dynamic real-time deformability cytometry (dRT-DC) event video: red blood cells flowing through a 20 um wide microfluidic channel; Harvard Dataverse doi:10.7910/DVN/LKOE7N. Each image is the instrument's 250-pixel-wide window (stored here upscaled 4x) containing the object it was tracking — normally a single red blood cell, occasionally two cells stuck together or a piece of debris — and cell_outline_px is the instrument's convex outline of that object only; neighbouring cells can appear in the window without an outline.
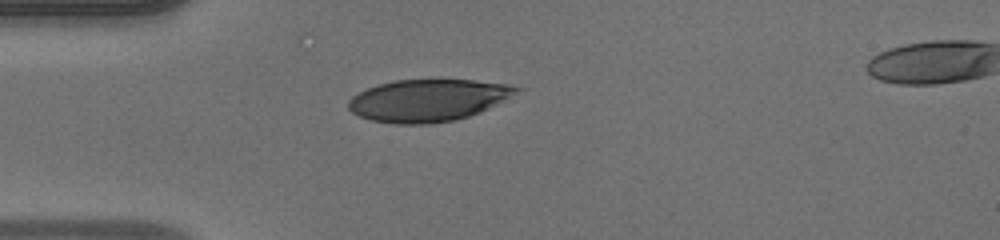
{"species": "human", "species_latin": "Homo sapiens", "temperature_condition": "warm", "stored_images_in_passage": 37, "camera_frame_rate_fps": 3000, "um_per_image_px": 0.085, "donor": {"sex": "male"}, "frame": {"image": 1, "passage_image": 1, "time_ms": 0.0, "image_size_px": [1000, 240], "cell_outline_px": [[524, 88], [488, 108], [480, 112], [468, 116], [452, 120], [428, 124], [396, 124], [372, 120], [360, 116], [352, 112], [348, 108], [348, 100], [352, 96], [368, 88], [380, 84], [396, 80], [472, 80], [508, 84]], "centroid_in_image_um": [36.36, 8.53], "position_along_channel_um": 48.6, "area_um2": 40.75}}
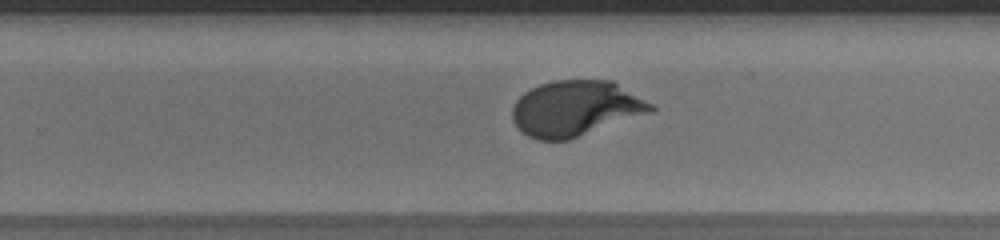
{"frame": {"image": 2, "passage_image": 19, "time_ms": 6.0, "image_size_px": [1000, 240], "cell_outline_px": [[656, 108], [652, 112], [568, 140], [540, 140], [528, 136], [512, 120], [512, 108], [516, 100], [524, 92], [540, 84], [556, 80], [612, 80], [652, 104]], "centroid_in_image_um": [48.92, 9.21], "position_along_channel_um": 280.9, "area_um2": 44.51}}
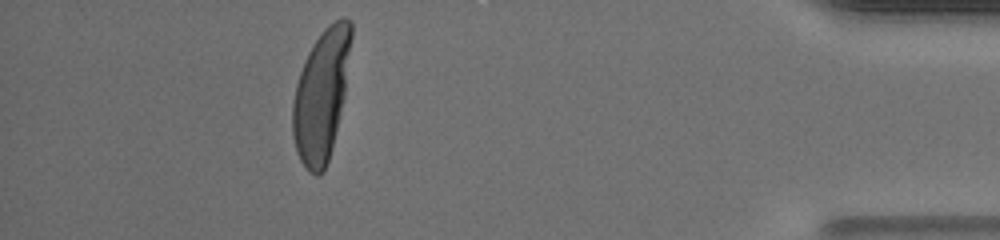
{"frame": {"image": 3, "passage_image": 32, "time_ms": 10.333, "image_size_px": [1000, 240], "cell_outline_px": [[352, 36], [344, 96], [328, 160], [324, 172], [320, 176], [316, 176], [308, 172], [300, 160], [296, 152], [292, 132], [292, 104], [296, 84], [304, 60], [312, 44], [324, 28], [328, 24], [340, 16], [344, 16], [352, 24]], "centroid_in_image_um": [27.29, 8.07], "position_along_channel_um": 407.9, "area_um2": 44.68}, "authors_computed_cell_mechanics": {"area_um2": 44.6794, "velocity_mm_per_s": 4.1231, "shape_relaxation_time_tau1_ms": 4.1773, "shape_relaxation_time_tau2_ms": null, "deformation_change_tau1": 0.2517, "deformation_change_tau2": null}}